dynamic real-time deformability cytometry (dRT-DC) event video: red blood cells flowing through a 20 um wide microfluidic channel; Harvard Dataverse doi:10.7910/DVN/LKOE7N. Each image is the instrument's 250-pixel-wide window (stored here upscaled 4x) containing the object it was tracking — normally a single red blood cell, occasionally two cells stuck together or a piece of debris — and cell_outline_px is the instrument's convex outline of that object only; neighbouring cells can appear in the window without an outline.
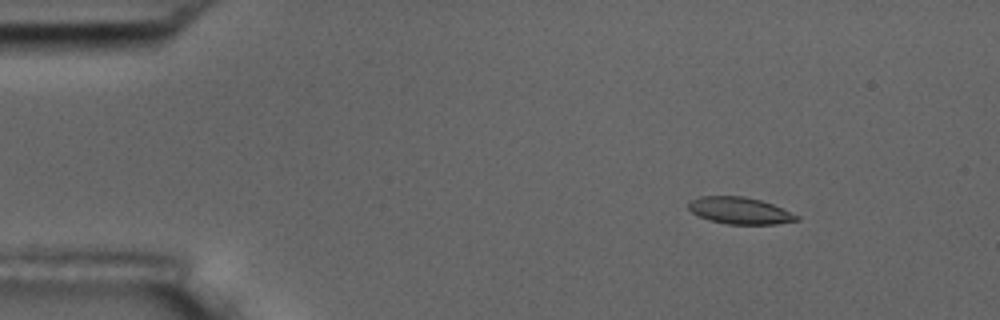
{"species": "common noctule bat (a hibernating species)", "species_latin": "Nyctalus noctula", "temperature_condition": "room temperature", "stored_images_in_passage": 6, "camera_frame_rate_fps": 3000, "um_per_image_px": 0.085, "animal": {"sex": "male", "body_mass_g": 17.5, "forearm_length_mm": 52.3}, "frame": {"image": 1, "passage_image": 2, "time_ms": 0.333, "image_size_px": [1000, 320], "cell_outline_px": [[800, 220], [776, 224], [728, 224], [708, 220], [692, 212], [688, 208], [688, 200], [700, 196], [744, 196], [760, 200], [772, 204], [800, 216]], "centroid_in_image_um": [62.87, 17.9], "position_along_channel_um": 22.1, "area_um2": 16.94}}
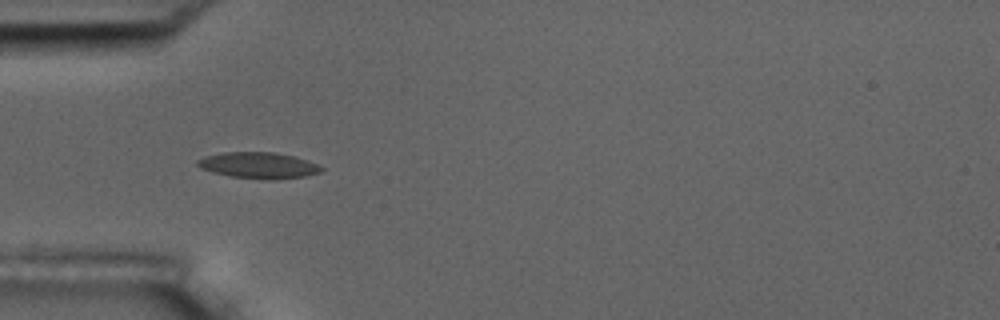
{"frame": {"image": 2, "passage_image": 5, "time_ms": 1.333, "image_size_px": [1000, 320], "cell_outline_px": [[324, 168], [320, 172], [304, 176], [272, 180], [268, 180], [232, 176], [212, 172], [200, 168], [196, 164], [196, 160], [204, 156], [224, 152], [272, 152], [296, 156], [316, 164]], "centroid_in_image_um": [21.95, 14.05], "position_along_channel_um": 63.1, "area_um2": 18.84}}